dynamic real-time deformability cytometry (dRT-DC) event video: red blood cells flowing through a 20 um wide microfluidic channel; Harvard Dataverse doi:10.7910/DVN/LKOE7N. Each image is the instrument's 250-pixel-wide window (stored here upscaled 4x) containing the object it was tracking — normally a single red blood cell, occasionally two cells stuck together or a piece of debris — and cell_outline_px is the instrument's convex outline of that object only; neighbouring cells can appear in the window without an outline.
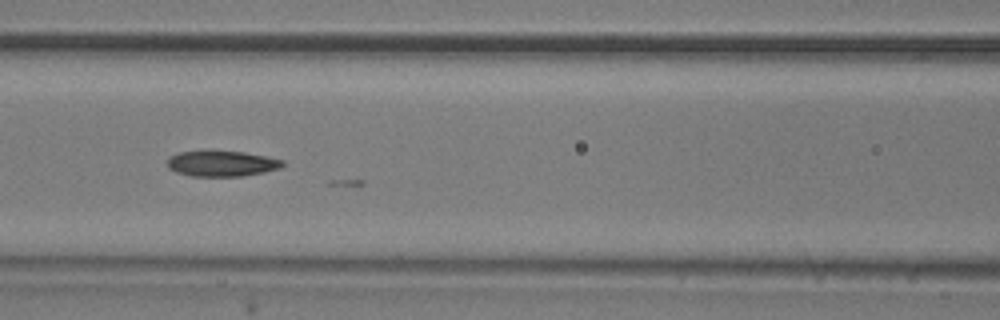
{"species": "common noctule bat (a hibernating species)", "species_latin": "Nyctalus noctula", "temperature_condition": "room temperature", "stored_images_in_passage": 24, "camera_frame_rate_fps": 3000, "um_per_image_px": 0.085, "animal": {"sex": "male", "body_mass_g": 20.5, "forearm_length_mm": 52.5}, "frame": {"image": 1, "passage_image": 17, "time_ms": 5.333, "image_size_px": [1000, 320], "cell_outline_px": [[284, 164], [280, 168], [264, 172], [240, 176], [188, 176], [176, 172], [168, 168], [168, 156], [180, 152], [244, 152], [284, 160]], "centroid_in_image_um": [18.84, 13.92], "position_along_channel_um": 147.8, "area_um2": 16.94}}